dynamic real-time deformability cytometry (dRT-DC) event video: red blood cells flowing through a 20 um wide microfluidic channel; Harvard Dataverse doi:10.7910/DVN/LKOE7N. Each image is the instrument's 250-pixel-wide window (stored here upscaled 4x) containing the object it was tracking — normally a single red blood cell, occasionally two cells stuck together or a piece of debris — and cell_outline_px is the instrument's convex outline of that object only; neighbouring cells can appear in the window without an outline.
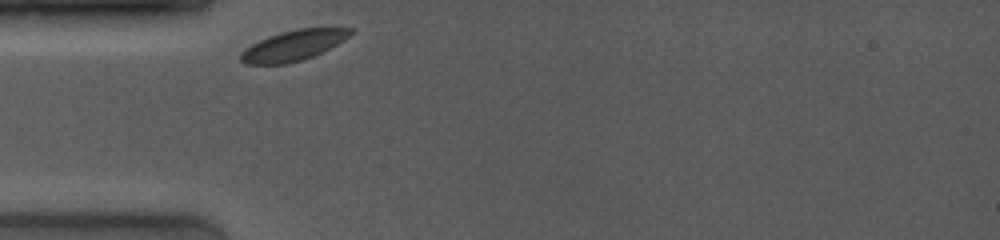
{"species": "common noctule bat (a hibernating species)", "species_latin": "Nyctalus noctula", "temperature_condition": "room temperature", "stored_images_in_passage": 38, "camera_frame_rate_fps": 4000, "um_per_image_px": 0.085, "animal": {"sex": "female", "body_mass_g": 19.0, "forearm_length_mm": 53.3}, "frame": {"image": 1, "passage_image": 1, "time_ms": 0.0, "image_size_px": [1000, 240], "cell_outline_px": [[352, 32], [344, 40], [312, 56], [288, 64], [248, 64], [240, 60], [240, 52], [244, 48], [268, 36], [280, 32], [296, 28], [352, 28]], "centroid_in_image_um": [24.88, 3.86], "position_along_channel_um": 60.1, "area_um2": 19.19}}
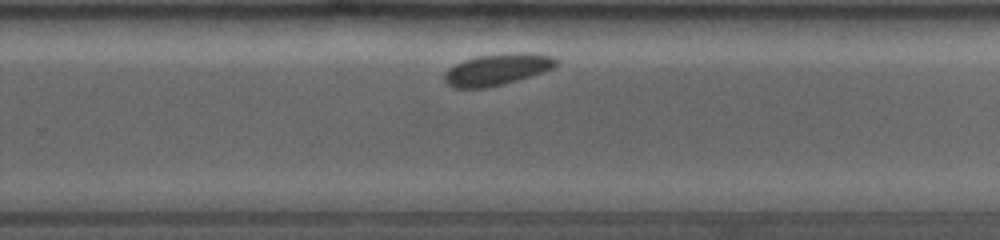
{"frame": {"image": 2, "passage_image": 26, "time_ms": 6.25, "image_size_px": [1000, 240], "cell_outline_px": [[560, 64], [552, 68], [516, 80], [484, 88], [456, 88], [448, 84], [444, 80], [444, 72], [448, 68], [464, 60], [480, 56], [524, 52], [552, 56], [560, 60]], "centroid_in_image_um": [42.26, 5.9], "position_along_channel_um": 287.5, "area_um2": 20.06}}
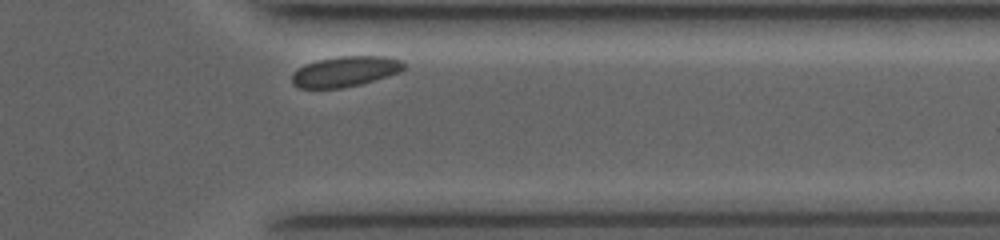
{"frame": {"image": 3, "passage_image": 36, "time_ms": 8.75, "image_size_px": [1000, 240], "cell_outline_px": [[404, 68], [400, 72], [388, 76], [360, 84], [340, 88], [300, 88], [292, 84], [292, 72], [304, 64], [316, 60], [340, 56], [384, 56], [400, 60], [404, 64]], "centroid_in_image_um": [29.3, 6.07], "position_along_channel_um": 382.1, "area_um2": 19.83}}